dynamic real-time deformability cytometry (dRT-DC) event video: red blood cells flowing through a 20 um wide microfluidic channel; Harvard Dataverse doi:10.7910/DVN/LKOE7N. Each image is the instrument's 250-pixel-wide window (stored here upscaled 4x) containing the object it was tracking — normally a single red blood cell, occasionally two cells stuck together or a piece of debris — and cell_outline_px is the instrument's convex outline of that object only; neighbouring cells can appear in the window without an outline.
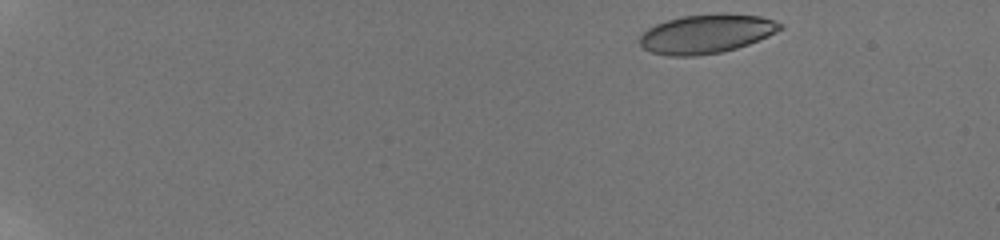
{"species": "human", "species_latin": "Homo sapiens", "temperature_condition": "room temperature", "stored_images_in_passage": 15, "camera_frame_rate_fps": 3000, "um_per_image_px": 0.085, "donor": {"sex": "male"}, "frame": {"image": 1, "passage_image": 1, "time_ms": 0.0, "image_size_px": [1000, 240], "cell_outline_px": [[784, 28], [768, 36], [748, 44], [736, 48], [720, 52], [696, 56], [668, 56], [652, 52], [644, 48], [640, 44], [640, 36], [648, 28], [656, 24], [668, 20], [684, 16], [720, 12], [760, 16], [784, 24]], "centroid_in_image_um": [60.07, 2.86], "position_along_channel_um": 24.9, "area_um2": 31.91}}
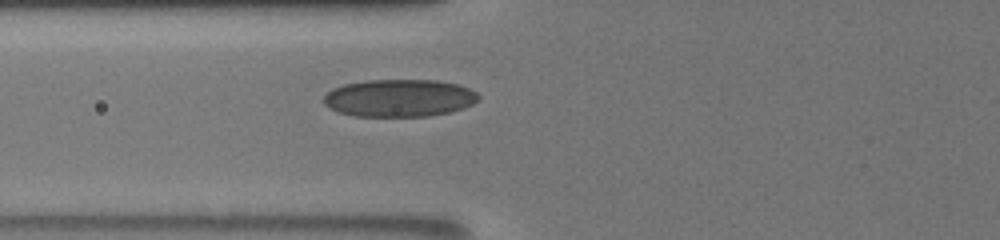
{"frame": {"image": 2, "passage_image": 9, "time_ms": 5.667, "image_size_px": [1000, 240], "cell_outline_px": [[480, 100], [464, 108], [448, 112], [428, 116], [352, 116], [328, 108], [324, 104], [324, 96], [332, 88], [344, 84], [364, 80], [436, 80], [460, 84], [476, 92], [480, 96]], "centroid_in_image_um": [33.94, 8.32], "position_along_channel_um": 91.9, "area_um2": 34.04}}
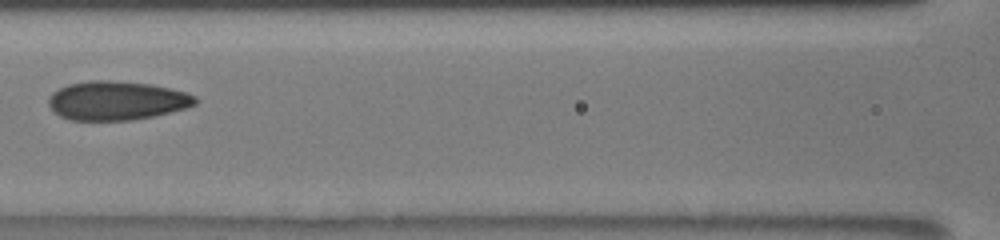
{"frame": {"image": 3, "passage_image": 11, "time_ms": 7.333, "image_size_px": [1000, 240], "cell_outline_px": [[196, 104], [184, 108], [152, 116], [128, 120], [68, 120], [60, 116], [48, 104], [48, 96], [52, 92], [68, 84], [88, 80], [112, 80], [152, 84], [184, 92], [196, 96]], "centroid_in_image_um": [9.87, 8.54], "position_along_channel_um": 156.7, "area_um2": 33.12}}